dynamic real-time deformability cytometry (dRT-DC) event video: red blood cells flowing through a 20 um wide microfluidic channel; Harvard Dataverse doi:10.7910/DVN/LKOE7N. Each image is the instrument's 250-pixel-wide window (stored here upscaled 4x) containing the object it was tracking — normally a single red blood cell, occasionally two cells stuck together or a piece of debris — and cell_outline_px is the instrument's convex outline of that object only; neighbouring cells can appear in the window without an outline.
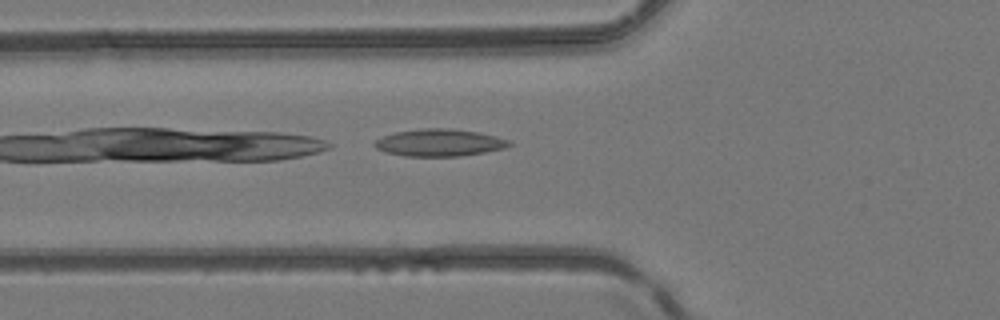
{"species": "common noctule bat (a hibernating species)", "species_latin": "Nyctalus noctula", "temperature_condition": "room temperature", "stored_images_in_passage": 29, "camera_frame_rate_fps": 3000, "um_per_image_px": 0.085, "animal": {"sex": "female", "body_mass_g": 24.6, "forearm_length_mm": 56.2}, "frame": {"image": 1, "passage_image": 2, "time_ms": 0.333, "image_size_px": [1000, 320], "cell_outline_px": [[512, 144], [504, 148], [484, 152], [460, 156], [404, 156], [384, 152], [376, 148], [372, 144], [376, 140], [384, 136], [396, 132], [424, 128], [448, 128], [480, 132], [512, 140]], "centroid_in_image_um": [37.36, 12.12], "position_along_channel_um": 88.4, "area_um2": 21.39}}
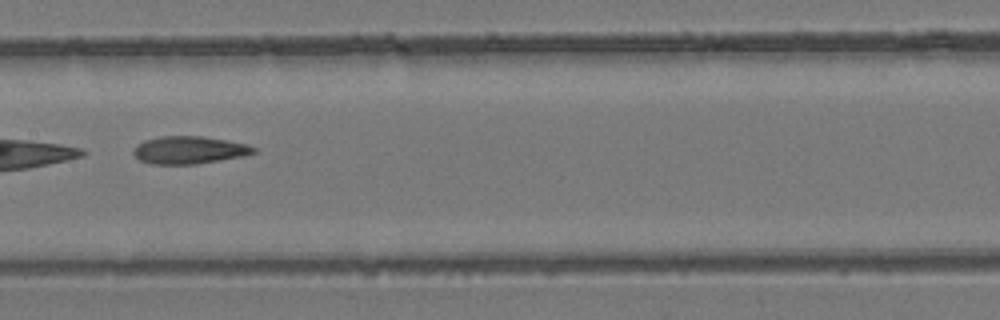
{"frame": {"image": 2, "passage_image": 9, "time_ms": 2.667, "image_size_px": [1000, 320], "cell_outline_px": [[256, 152], [244, 156], [196, 164], [148, 164], [140, 160], [132, 152], [136, 144], [144, 140], [160, 136], [204, 136], [248, 144], [256, 148]], "centroid_in_image_um": [16.07, 12.75], "position_along_channel_um": 191.3, "area_um2": 19.48}}
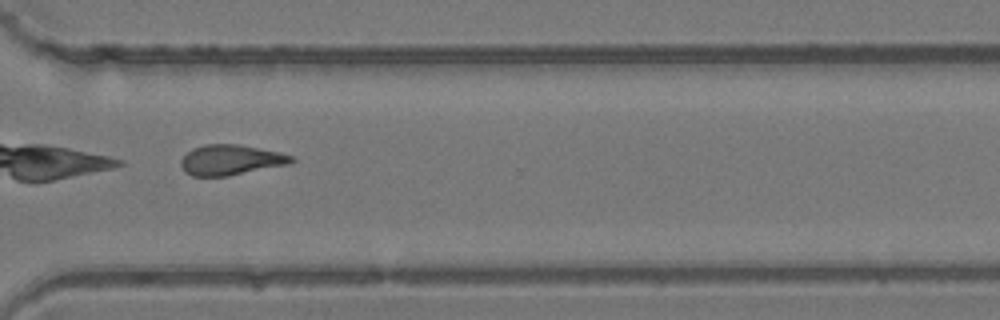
{"frame": {"image": 3, "passage_image": 20, "time_ms": 6.333, "image_size_px": [1000, 320], "cell_outline_px": [[296, 160], [292, 164], [228, 176], [192, 176], [184, 172], [180, 164], [180, 160], [192, 148], [204, 144], [236, 144], [280, 152], [292, 156]], "centroid_in_image_um": [19.62, 13.6], "position_along_channel_um": 351.0, "area_um2": 19.71}}